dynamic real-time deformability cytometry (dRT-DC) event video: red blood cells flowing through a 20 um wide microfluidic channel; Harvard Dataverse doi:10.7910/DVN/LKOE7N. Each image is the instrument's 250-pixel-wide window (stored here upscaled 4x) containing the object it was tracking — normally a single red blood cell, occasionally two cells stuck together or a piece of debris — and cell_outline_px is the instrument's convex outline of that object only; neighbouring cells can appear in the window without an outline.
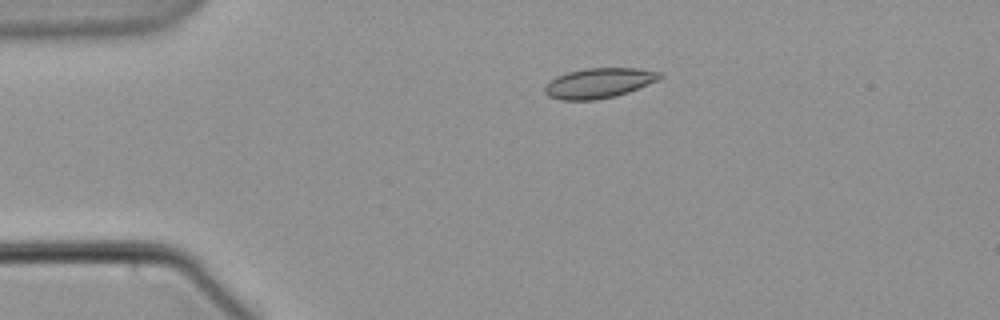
{"species": "common noctule bat (a hibernating species)", "species_latin": "Nyctalus noctula", "temperature_condition": "warm", "stored_images_in_passage": 9, "camera_frame_rate_fps": 3000, "um_per_image_px": 0.085, "animal": {"sex": "male", "body_mass_g": 21.5, "forearm_length_mm": 52.0}, "frame": {"image": 1, "passage_image": 3, "time_ms": 3.333, "image_size_px": [1000, 320], "cell_outline_px": [[664, 76], [660, 80], [628, 92], [616, 96], [596, 100], [560, 100], [548, 96], [544, 92], [544, 84], [548, 80], [556, 76], [568, 72], [588, 68], [636, 68], [664, 72]], "centroid_in_image_um": [50.92, 7.06], "position_along_channel_um": 34.1, "area_um2": 20.52}}
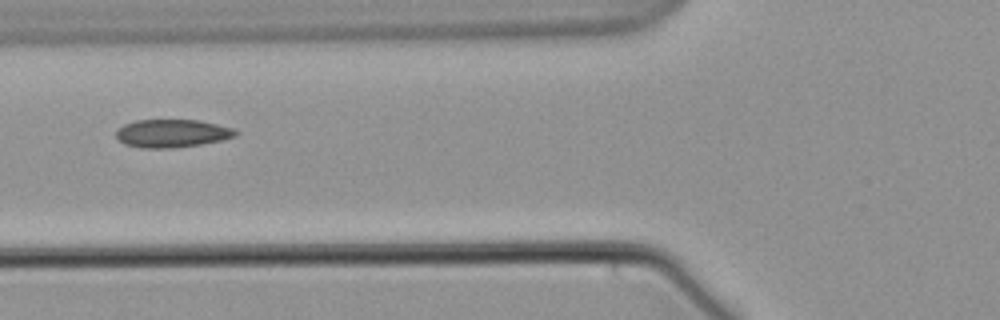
{"frame": {"image": 2, "passage_image": 6, "time_ms": 7.0, "image_size_px": [1000, 320], "cell_outline_px": [[240, 132], [236, 136], [220, 140], [200, 144], [172, 148], [140, 148], [124, 144], [116, 136], [116, 132], [124, 124], [136, 120], [200, 120], [232, 128]], "centroid_in_image_um": [14.62, 11.33], "position_along_channel_um": 111.2, "area_um2": 19.42}}